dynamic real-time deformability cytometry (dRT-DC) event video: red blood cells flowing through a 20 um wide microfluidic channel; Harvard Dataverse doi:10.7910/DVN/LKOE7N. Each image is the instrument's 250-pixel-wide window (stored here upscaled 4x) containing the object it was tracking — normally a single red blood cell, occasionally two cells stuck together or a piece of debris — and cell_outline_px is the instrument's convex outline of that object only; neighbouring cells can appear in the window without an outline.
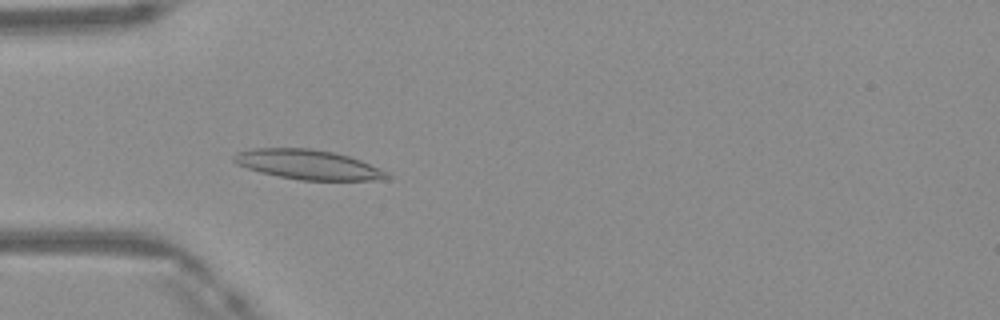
{"species": "Egyptian fruit bat (a non-hibernating species)", "species_latin": "Rousettus aegyptiacus", "temperature_condition": "warm", "stored_images_in_passage": 36, "camera_frame_rate_fps": 3000, "um_per_image_px": 0.085, "frame": {"image": 1, "passage_image": 8, "time_ms": 2.333, "image_size_px": [1000, 320], "cell_outline_px": [[392, 176], [388, 180], [300, 180], [260, 172], [236, 164], [232, 160], [232, 156], [236, 152], [252, 148], [312, 148], [332, 152], [348, 156], [360, 160], [388, 172]], "centroid_in_image_um": [26.19, 13.99], "position_along_channel_um": 58.8, "area_um2": 26.53}}
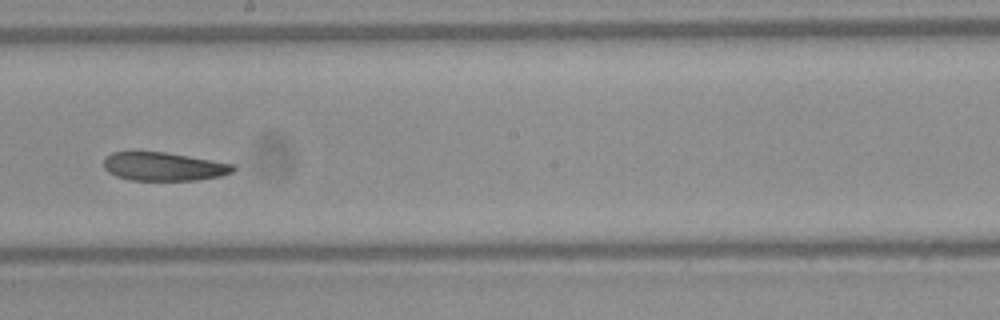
{"frame": {"image": 2, "passage_image": 21, "time_ms": 6.667, "image_size_px": [1000, 320], "cell_outline_px": [[236, 168], [232, 172], [220, 176], [196, 180], [128, 180], [116, 176], [108, 172], [104, 168], [104, 156], [112, 152], [164, 152], [236, 164]], "centroid_in_image_um": [13.9, 14.16], "position_along_channel_um": 234.3, "area_um2": 21.5}}
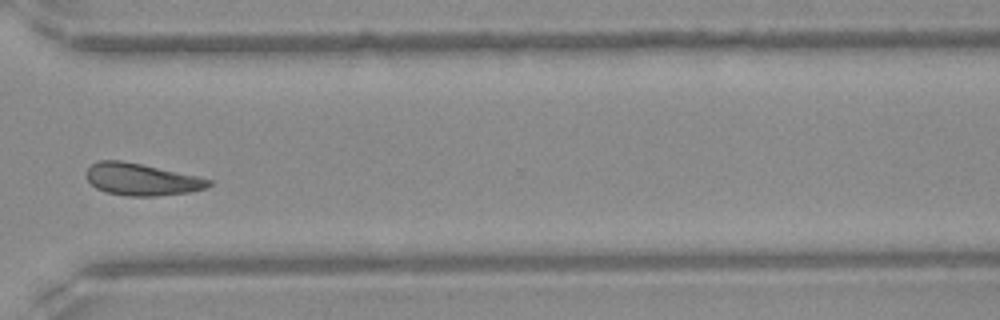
{"frame": {"image": 3, "passage_image": 30, "time_ms": 9.667, "image_size_px": [1000, 320], "cell_outline_px": [[212, 184], [208, 188], [188, 192], [152, 196], [128, 196], [104, 192], [96, 188], [88, 180], [84, 172], [96, 160], [120, 160], [140, 164], [196, 176], [212, 180]], "centroid_in_image_um": [11.99, 15.25], "position_along_channel_um": 358.6, "area_um2": 22.72}, "authors_computed_cell_mechanics": {"area_um2": 22.6865, "velocity_mm_per_s": 4.1325, "shape_relaxation_time_tau1_ms": null, "shape_relaxation_time_tau2_ms": 3.1155, "deformation_change_tau1": null, "deformation_change_tau2": 0.0963}}